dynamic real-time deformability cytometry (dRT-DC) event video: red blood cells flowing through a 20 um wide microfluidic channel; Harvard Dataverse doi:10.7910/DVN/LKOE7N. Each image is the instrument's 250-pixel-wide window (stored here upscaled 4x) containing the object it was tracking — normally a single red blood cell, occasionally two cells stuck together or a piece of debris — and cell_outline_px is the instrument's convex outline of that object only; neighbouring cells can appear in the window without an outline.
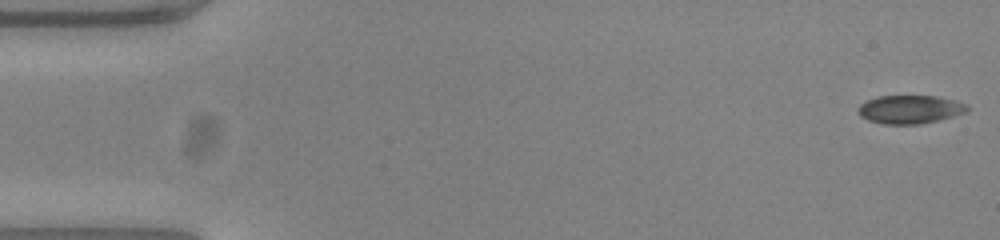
{"species": "common noctule bat (a hibernating species)", "species_latin": "Nyctalus noctula", "temperature_condition": "warm", "stored_images_in_passage": 53, "camera_frame_rate_fps": 3000, "um_per_image_px": 0.085, "animal": {"sex": "female", "body_mass_g": 23.0, "forearm_length_mm": 53.4}, "frame": {"image": 1, "passage_image": 1, "time_ms": 0.0, "image_size_px": [1000, 240], "cell_outline_px": [[968, 112], [940, 120], [920, 124], [884, 124], [868, 120], [860, 116], [856, 108], [860, 104], [868, 100], [880, 96], [936, 96], [956, 100], [968, 104]], "centroid_in_image_um": [77.37, 9.3], "position_along_channel_um": 7.6, "area_um2": 18.21}}
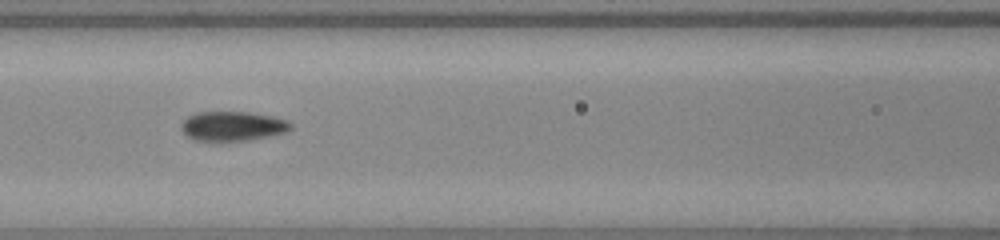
{"frame": {"image": 2, "passage_image": 23, "time_ms": 7.333, "image_size_px": [1000, 240], "cell_outline_px": [[292, 128], [288, 132], [248, 140], [216, 144], [192, 140], [180, 128], [180, 124], [188, 116], [196, 112], [248, 112], [272, 116], [288, 120], [292, 124]], "centroid_in_image_um": [19.74, 10.76], "position_along_channel_um": 146.9, "area_um2": 19.59}}
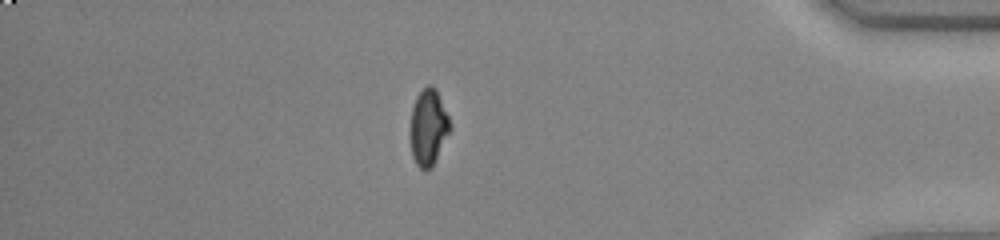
{"frame": {"image": 3, "passage_image": 46, "time_ms": 15.0, "image_size_px": [1000, 240], "cell_outline_px": [[452, 128], [432, 168], [424, 172], [416, 164], [412, 156], [408, 136], [412, 108], [416, 96], [428, 84], [432, 84], [436, 88], [452, 124]], "centroid_in_image_um": [36.4, 10.85], "position_along_channel_um": 398.8, "area_um2": 18.32}, "authors_computed_cell_mechanics": {"area_um2": 18.5538, "velocity_mm_per_s": 3.8025, "shape_relaxation_time_tau1_ms": 9.2711, "shape_relaxation_time_tau2_ms": 1.0131, "deformation_change_tau1": 0.1886, "deformation_change_tau2": 0.0429}}